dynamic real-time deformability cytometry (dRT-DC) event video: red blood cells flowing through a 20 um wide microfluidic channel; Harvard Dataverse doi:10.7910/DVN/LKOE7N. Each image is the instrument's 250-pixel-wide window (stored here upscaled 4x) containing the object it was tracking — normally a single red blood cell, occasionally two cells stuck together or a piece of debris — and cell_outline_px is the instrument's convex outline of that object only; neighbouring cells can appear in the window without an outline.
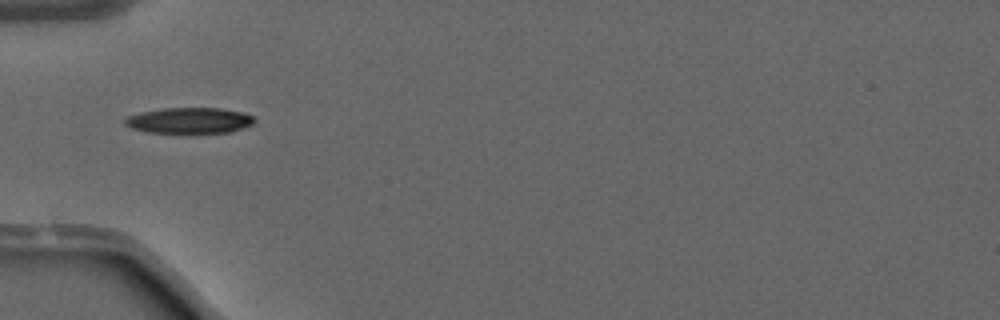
{"species": "common noctule bat (a hibernating species)", "species_latin": "Nyctalus noctula", "temperature_condition": "warm", "stored_images_in_passage": 34, "camera_frame_rate_fps": 3000, "um_per_image_px": 0.085, "animal": {"sex": "male", "forearm_length_mm": 52.5}, "frame": {"image": 1, "passage_image": 1, "time_ms": 0.0, "image_size_px": [1000, 320], "cell_outline_px": [[256, 120], [252, 124], [232, 132], [148, 132], [132, 128], [124, 124], [124, 120], [128, 116], [140, 112], [160, 108], [220, 108], [244, 112], [252, 116]], "centroid_in_image_um": [16.1, 10.22], "position_along_channel_um": 68.9, "area_um2": 19.36}}
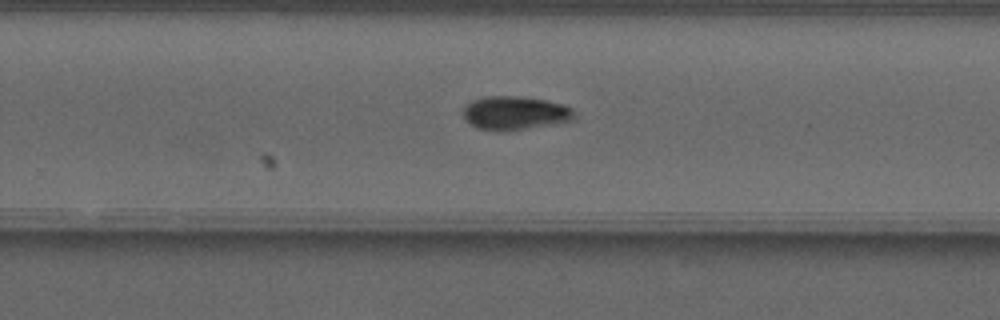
{"frame": {"image": 2, "passage_image": 17, "time_ms": 5.333, "image_size_px": [1000, 320], "cell_outline_px": [[572, 120], [524, 128], [476, 128], [464, 116], [464, 104], [472, 100], [484, 96], [516, 96], [544, 100], [564, 104], [572, 108]], "centroid_in_image_um": [43.74, 9.54], "position_along_channel_um": 286.1, "area_um2": 20.69}}
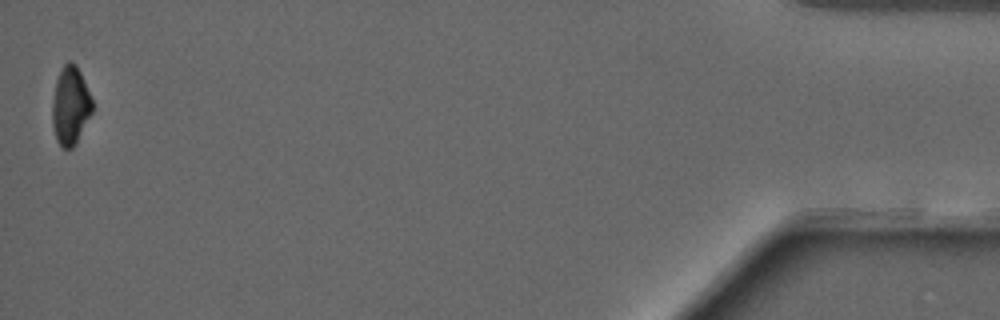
{"frame": {"image": 3, "passage_image": 34, "time_ms": 11.0, "image_size_px": [1000, 320], "cell_outline_px": [[92, 112], [76, 144], [72, 148], [64, 148], [56, 140], [52, 124], [52, 100], [56, 80], [64, 64], [68, 60], [76, 64], [80, 72], [92, 100]], "centroid_in_image_um": [5.97, 8.99], "position_along_channel_um": 429.2, "area_um2": 18.15}, "authors_computed_cell_mechanics": {"area_um2": 20.6057, "velocity_mm_per_s": 4.0883, "shape_relaxation_time_tau1_ms": 5.3039, "shape_relaxation_time_tau2_ms": null, "deformation_change_tau1": 0.1791, "deformation_change_tau2": null}}